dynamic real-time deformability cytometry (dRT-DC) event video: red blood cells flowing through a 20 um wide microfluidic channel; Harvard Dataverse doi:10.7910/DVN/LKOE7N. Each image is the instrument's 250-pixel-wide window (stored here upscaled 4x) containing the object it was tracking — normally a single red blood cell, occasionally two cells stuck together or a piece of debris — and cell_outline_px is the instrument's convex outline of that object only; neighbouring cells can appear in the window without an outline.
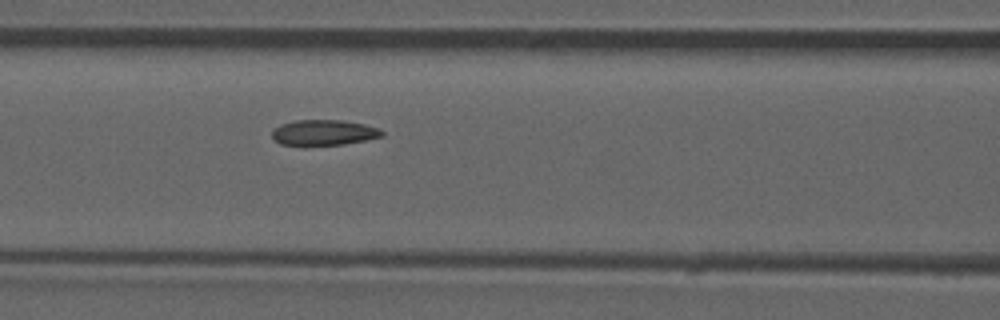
{"species": "common noctule bat (a hibernating species)", "species_latin": "Nyctalus noctula", "temperature_condition": "room temperature", "stored_images_in_passage": 53, "camera_frame_rate_fps": 3000, "um_per_image_px": 0.085, "animal": {"sex": "male", "forearm_length_mm": 52.5}, "frame": {"image": 1, "passage_image": 23, "time_ms": 7.333, "image_size_px": [1000, 320], "cell_outline_px": [[384, 136], [344, 144], [280, 144], [272, 136], [272, 128], [280, 124], [296, 120], [344, 120], [364, 124], [380, 128], [384, 132]], "centroid_in_image_um": [27.54, 11.24], "position_along_channel_um": 139.1, "area_um2": 16.18}, "authors_computed_cell_mechanics": {"area_um2": 16.8198, "velocity_mm_per_s": 3.867, "shape_relaxation_time_tau1_ms": 9.5359, "shape_relaxation_time_tau2_ms": 2.744, "deformation_change_tau1": 0.1607, "deformation_change_tau2": 0.085}}